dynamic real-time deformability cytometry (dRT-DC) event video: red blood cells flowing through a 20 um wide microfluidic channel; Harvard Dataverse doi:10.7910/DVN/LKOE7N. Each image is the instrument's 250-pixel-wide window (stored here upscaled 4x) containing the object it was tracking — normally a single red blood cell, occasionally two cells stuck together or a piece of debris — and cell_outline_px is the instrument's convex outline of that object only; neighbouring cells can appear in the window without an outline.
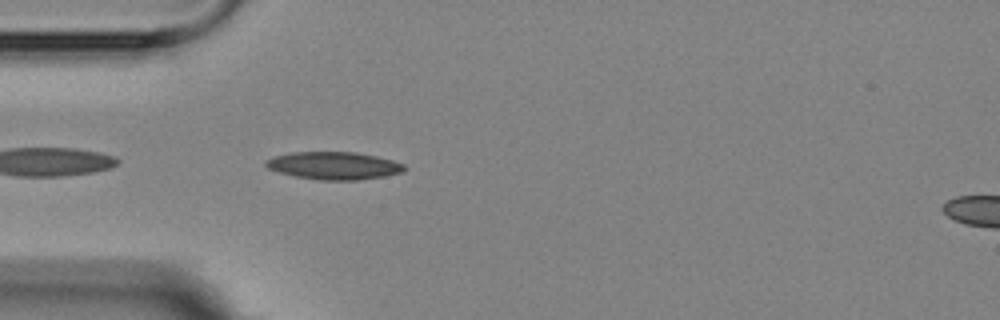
{"species": "Egyptian fruit bat (a non-hibernating species)", "species_latin": "Rousettus aegyptiacus", "temperature_condition": "room temperature", "stored_images_in_passage": 4, "camera_frame_rate_fps": 3000, "um_per_image_px": 0.085, "animal": {"sex": "female"}, "frame": {"image": 1, "passage_image": 4, "time_ms": 3.333, "image_size_px": [1000, 320], "cell_outline_px": [[408, 168], [404, 172], [384, 176], [356, 180], [320, 180], [296, 176], [280, 172], [268, 168], [264, 164], [264, 160], [276, 156], [292, 152], [356, 152], [376, 156], [392, 160], [404, 164]], "centroid_in_image_um": [28.41, 14.07], "position_along_channel_um": 56.6, "area_um2": 22.25}}